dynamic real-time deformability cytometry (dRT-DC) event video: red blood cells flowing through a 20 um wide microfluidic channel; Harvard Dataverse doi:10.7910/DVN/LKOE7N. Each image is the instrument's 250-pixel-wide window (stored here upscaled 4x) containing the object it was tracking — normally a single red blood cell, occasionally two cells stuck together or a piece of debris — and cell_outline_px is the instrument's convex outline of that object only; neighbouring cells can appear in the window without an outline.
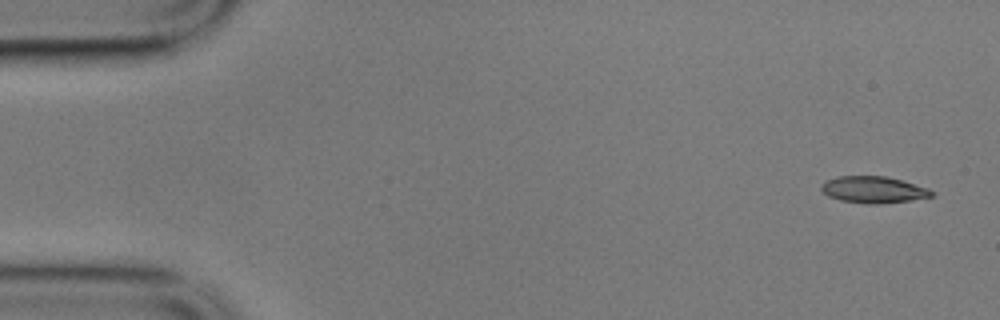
{"species": "common noctule bat (a hibernating species)", "species_latin": "Nyctalus noctula", "temperature_condition": "cold", "stored_images_in_passage": 5, "camera_frame_rate_fps": 3000, "um_per_image_px": 0.085, "animal": {"sex": "male", "body_mass_g": 17.9}, "frame": {"image": 1, "passage_image": 1, "time_ms": 0.0, "image_size_px": [1000, 320], "cell_outline_px": [[936, 192], [932, 196], [908, 200], [880, 204], [868, 204], [840, 200], [828, 196], [820, 188], [820, 184], [824, 180], [836, 176], [884, 176], [900, 180], [928, 188]], "centroid_in_image_um": [74.19, 16.12], "position_along_channel_um": 10.8, "area_um2": 17.11}}
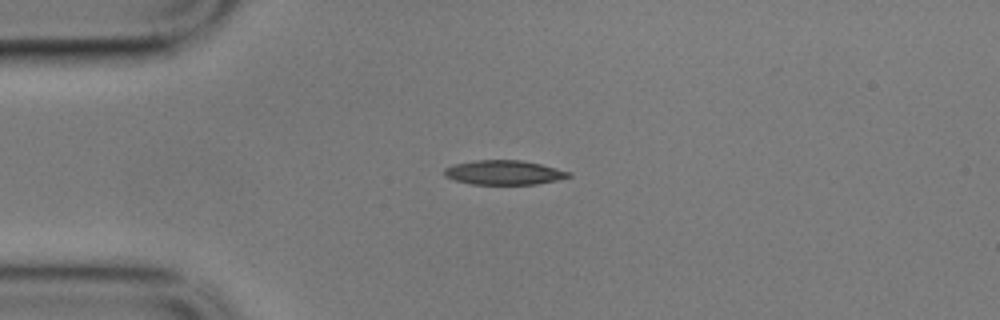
{"frame": {"image": 2, "passage_image": 4, "time_ms": 1.0, "image_size_px": [1000, 320], "cell_outline_px": [[572, 176], [556, 180], [536, 184], [468, 184], [444, 176], [444, 168], [452, 164], [476, 160], [520, 160], [540, 164], [572, 172]], "centroid_in_image_um": [42.81, 14.66], "position_along_channel_um": 42.2, "area_um2": 17.69}}